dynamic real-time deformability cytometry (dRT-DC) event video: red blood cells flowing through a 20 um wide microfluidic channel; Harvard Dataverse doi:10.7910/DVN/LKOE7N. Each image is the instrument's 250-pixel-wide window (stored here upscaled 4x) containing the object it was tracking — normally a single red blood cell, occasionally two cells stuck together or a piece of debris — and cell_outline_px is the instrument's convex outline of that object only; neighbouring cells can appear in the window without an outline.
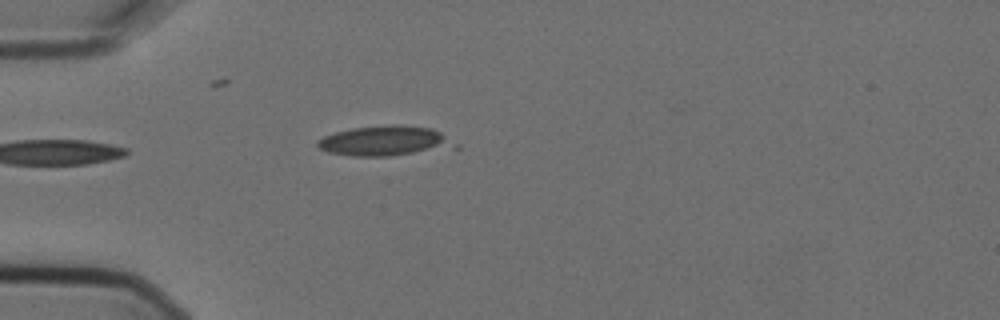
{"species": "Egyptian fruit bat (a non-hibernating species)", "species_latin": "Rousettus aegyptiacus", "temperature_condition": "cold", "stored_images_in_passage": 6, "camera_frame_rate_fps": 3000, "um_per_image_px": 0.085, "animal": {"sex": "female"}, "frame": {"image": 1, "passage_image": 5, "time_ms": 1.333, "image_size_px": [1000, 320], "cell_outline_px": [[460, 148], [388, 156], [352, 156], [328, 152], [320, 148], [316, 144], [316, 140], [324, 136], [336, 132], [352, 128], [392, 124], [396, 124], [432, 128], [440, 132], [460, 144]], "centroid_in_image_um": [32.8, 11.98], "position_along_channel_um": 52.2, "area_um2": 24.39}}